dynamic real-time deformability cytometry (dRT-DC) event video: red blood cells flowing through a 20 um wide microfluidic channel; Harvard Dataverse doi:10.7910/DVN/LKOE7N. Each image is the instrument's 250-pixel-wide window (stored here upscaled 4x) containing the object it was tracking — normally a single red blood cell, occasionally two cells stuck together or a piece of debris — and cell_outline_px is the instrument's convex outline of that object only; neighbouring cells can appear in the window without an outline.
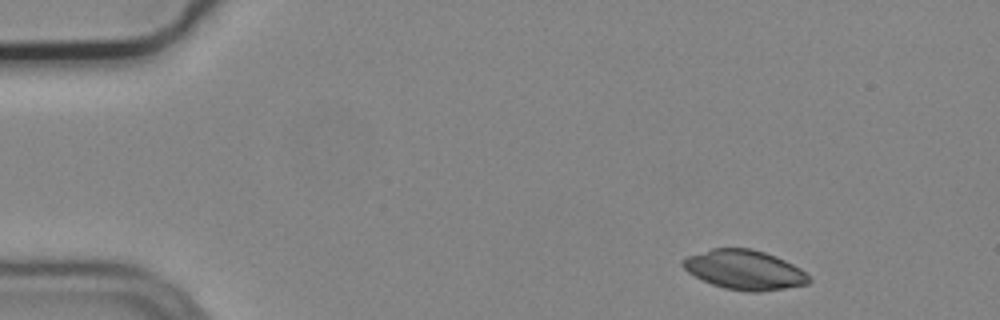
{"species": "common noctule bat (a hibernating species)", "species_latin": "Nyctalus noctula", "temperature_condition": "cold", "stored_images_in_passage": 7, "camera_frame_rate_fps": 3000, "um_per_image_px": 0.085, "animal": {"sex": "male", "body_mass_g": 19.2, "forearm_length_mm": 51.8}, "frame": {"image": 1, "passage_image": 1, "time_ms": 0.0, "image_size_px": [1000, 320], "cell_outline_px": [[812, 280], [808, 284], [760, 292], [748, 292], [724, 288], [712, 284], [688, 272], [680, 264], [680, 260], [684, 256], [712, 248], [752, 248], [776, 256], [800, 268], [812, 276]], "centroid_in_image_um": [63.28, 22.93], "position_along_channel_um": 21.7, "area_um2": 29.3}}